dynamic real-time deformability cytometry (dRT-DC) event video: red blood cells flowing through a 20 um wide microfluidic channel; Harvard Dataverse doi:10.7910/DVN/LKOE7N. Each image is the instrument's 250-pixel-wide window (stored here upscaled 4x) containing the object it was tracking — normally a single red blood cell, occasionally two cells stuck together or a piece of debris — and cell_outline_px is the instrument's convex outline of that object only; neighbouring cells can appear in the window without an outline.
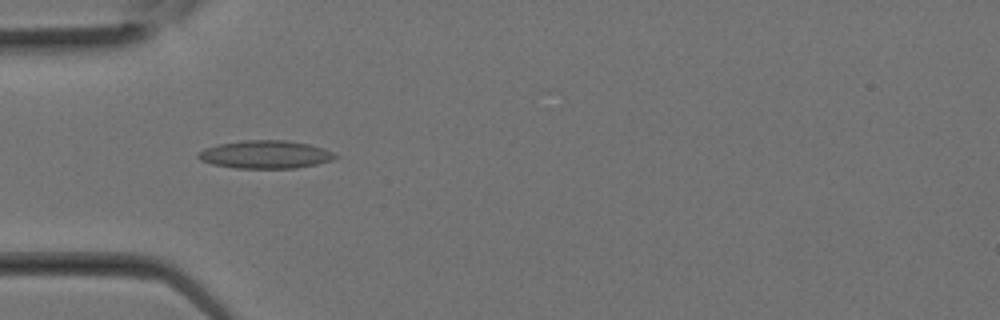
{"species": "Egyptian fruit bat (a non-hibernating species)", "species_latin": "Rousettus aegyptiacus", "temperature_condition": "room temperature", "stored_images_in_passage": 11, "camera_frame_rate_fps": 3000, "um_per_image_px": 0.085, "animal": {"sex": "female"}, "frame": {"image": 1, "passage_image": 8, "time_ms": 2.333, "image_size_px": [1000, 320], "cell_outline_px": [[340, 156], [332, 160], [316, 164], [296, 168], [236, 168], [212, 164], [200, 160], [196, 156], [204, 148], [216, 144], [244, 140], [288, 140], [308, 144], [324, 148]], "centroid_in_image_um": [22.55, 13.12], "position_along_channel_um": 62.4, "area_um2": 22.43}}
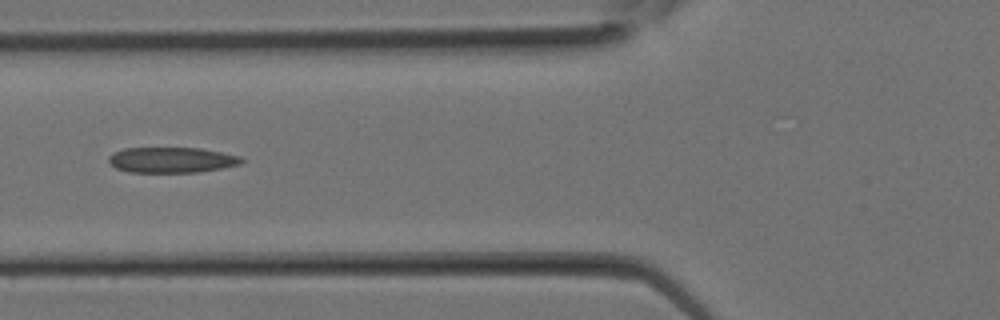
{"frame": {"image": 2, "passage_image": 10, "time_ms": 3.0, "image_size_px": [1000, 320], "cell_outline_px": [[244, 160], [240, 164], [220, 168], [196, 172], [128, 172], [116, 168], [108, 160], [108, 156], [112, 152], [124, 148], [200, 148], [240, 156]], "centroid_in_image_um": [14.55, 13.59], "position_along_channel_um": 111.3, "area_um2": 19.65}}